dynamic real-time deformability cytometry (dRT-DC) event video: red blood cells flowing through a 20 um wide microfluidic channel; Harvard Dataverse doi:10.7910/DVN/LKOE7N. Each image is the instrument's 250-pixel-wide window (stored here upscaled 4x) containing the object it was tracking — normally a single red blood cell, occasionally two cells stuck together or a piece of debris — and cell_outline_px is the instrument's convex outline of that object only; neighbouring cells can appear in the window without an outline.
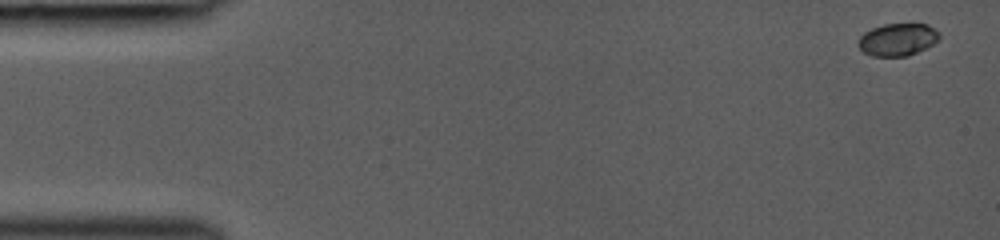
{"species": "common noctule bat (a hibernating species)", "species_latin": "Nyctalus noctula", "temperature_condition": "room temperature", "stored_images_in_passage": 40, "camera_frame_rate_fps": 3000, "um_per_image_px": 0.085, "animal": {"sex": "female", "body_mass_g": 19.0, "forearm_length_mm": 53.3}, "frame": {"image": 1, "passage_image": 1, "time_ms": 0.0, "image_size_px": [1000, 240], "cell_outline_px": [[940, 36], [932, 44], [908, 56], [872, 56], [864, 52], [856, 44], [856, 40], [864, 32], [872, 28], [884, 24], [928, 24], [940, 32]], "centroid_in_image_um": [76.26, 3.35], "position_along_channel_um": 8.7, "area_um2": 15.32}}
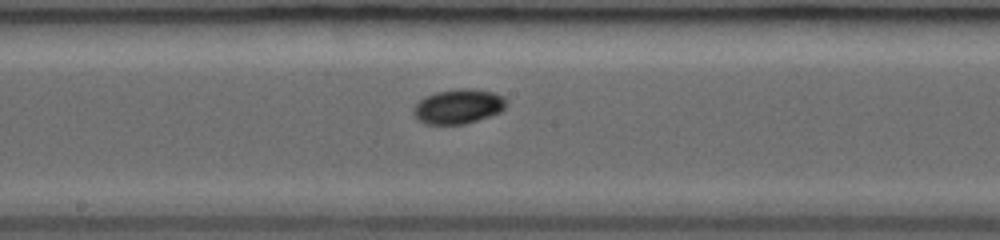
{"frame": {"image": 2, "passage_image": 24, "time_ms": 7.667, "image_size_px": [1000, 240], "cell_outline_px": [[508, 104], [500, 112], [464, 124], [424, 124], [416, 120], [412, 112], [412, 108], [424, 96], [436, 92], [460, 88], [472, 88], [492, 92], [504, 96], [508, 100]], "centroid_in_image_um": [38.94, 9.04], "position_along_channel_um": 209.3, "area_um2": 18.96}}
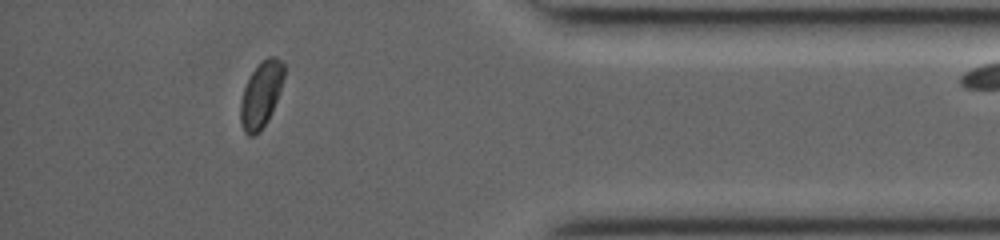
{"frame": {"image": 3, "passage_image": 39, "time_ms": 12.667, "image_size_px": [1000, 240], "cell_outline_px": [[284, 76], [280, 92], [260, 132], [252, 136], [248, 136], [244, 132], [240, 120], [240, 100], [244, 88], [252, 72], [260, 60], [268, 56], [272, 56], [280, 60], [284, 64]], "centroid_in_image_um": [22.17, 8.01], "position_along_channel_um": 413.0, "area_um2": 16.53}}